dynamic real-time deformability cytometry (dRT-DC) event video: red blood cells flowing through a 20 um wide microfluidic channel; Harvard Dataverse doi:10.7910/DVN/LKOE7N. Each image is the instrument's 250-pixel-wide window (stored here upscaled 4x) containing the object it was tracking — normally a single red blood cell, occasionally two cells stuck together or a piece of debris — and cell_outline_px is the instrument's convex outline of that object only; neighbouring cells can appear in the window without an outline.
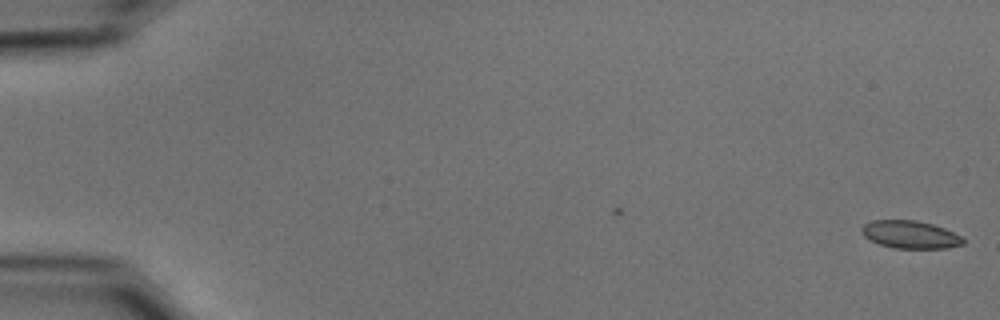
{"species": "common noctule bat (a hibernating species)", "species_latin": "Nyctalus noctula", "temperature_condition": "cold", "stored_images_in_passage": 5, "camera_frame_rate_fps": 3000, "um_per_image_px": 0.085, "animal": {"sex": "male", "body_mass_g": 15.6}, "frame": {"image": 1, "passage_image": 5, "time_ms": 1.333, "image_size_px": [1000, 320], "cell_outline_px": [[964, 244], [948, 248], [892, 248], [868, 240], [860, 232], [860, 228], [864, 224], [872, 220], [916, 220], [932, 224], [944, 228], [960, 236], [964, 240]], "centroid_in_image_um": [77.32, 19.94], "position_along_channel_um": 7.7, "area_um2": 16.47}}